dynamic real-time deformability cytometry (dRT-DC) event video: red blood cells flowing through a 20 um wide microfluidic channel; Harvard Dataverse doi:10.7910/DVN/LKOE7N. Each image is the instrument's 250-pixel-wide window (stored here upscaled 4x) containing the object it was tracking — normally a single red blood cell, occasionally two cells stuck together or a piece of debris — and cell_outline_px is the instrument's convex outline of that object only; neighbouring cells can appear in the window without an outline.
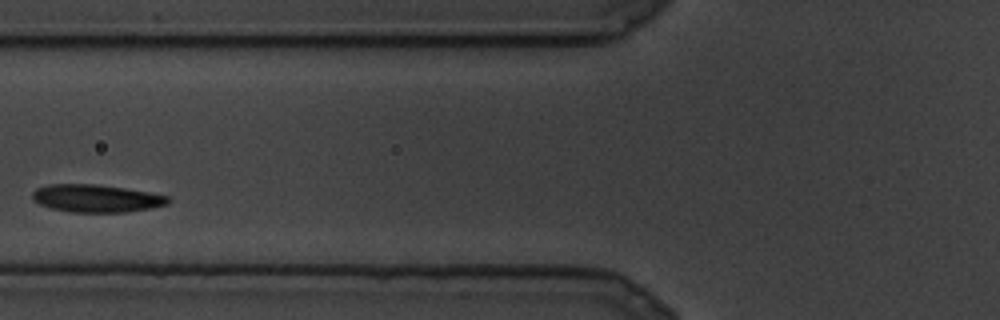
{"species": "common noctule bat (a hibernating species)", "species_latin": "Nyctalus noctula", "temperature_condition": "cold", "stored_images_in_passage": 5, "camera_frame_rate_fps": 3000, "um_per_image_px": 0.085, "animal": {"sex": "male", "body_mass_g": 19.5, "forearm_length_mm": 54.6}, "frame": {"image": 1, "passage_image": 4, "time_ms": 1.0, "image_size_px": [1000, 320], "cell_outline_px": [[168, 204], [152, 208], [124, 212], [68, 212], [52, 208], [40, 204], [32, 200], [32, 192], [36, 188], [48, 184], [92, 184], [124, 188], [148, 192], [168, 196]], "centroid_in_image_um": [8.14, 16.86], "position_along_channel_um": 117.7, "area_um2": 21.79}}